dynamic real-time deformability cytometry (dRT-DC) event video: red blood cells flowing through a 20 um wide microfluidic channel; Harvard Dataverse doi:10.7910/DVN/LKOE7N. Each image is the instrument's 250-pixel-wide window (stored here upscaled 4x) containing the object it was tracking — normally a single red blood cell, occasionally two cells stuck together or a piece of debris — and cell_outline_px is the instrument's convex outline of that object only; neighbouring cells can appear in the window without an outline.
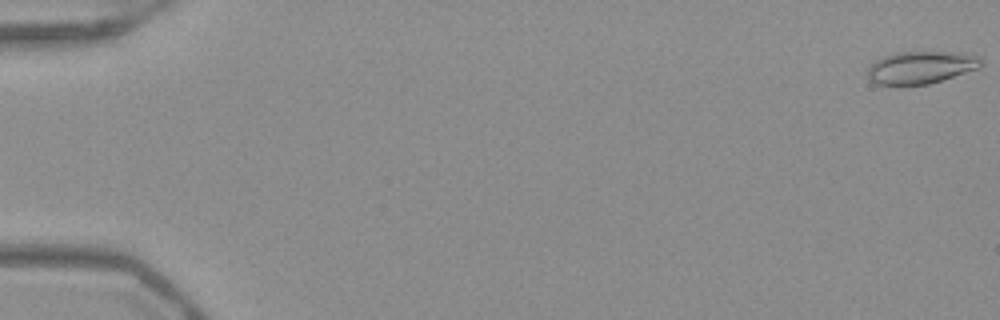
{"species": "Egyptian fruit bat (a non-hibernating species)", "species_latin": "Rousettus aegyptiacus", "temperature_condition": "warm", "stored_images_in_passage": 53, "camera_frame_rate_fps": 3000, "um_per_image_px": 0.085, "frame": {"image": 1, "passage_image": 1, "time_ms": 0.0, "image_size_px": [1000, 320], "cell_outline_px": [[984, 64], [980, 68], [928, 84], [876, 84], [868, 80], [868, 68], [880, 56], [892, 52], [968, 52], [980, 56], [984, 60]], "centroid_in_image_um": [78.33, 5.7], "position_along_channel_um": 6.7, "area_um2": 21.79}}
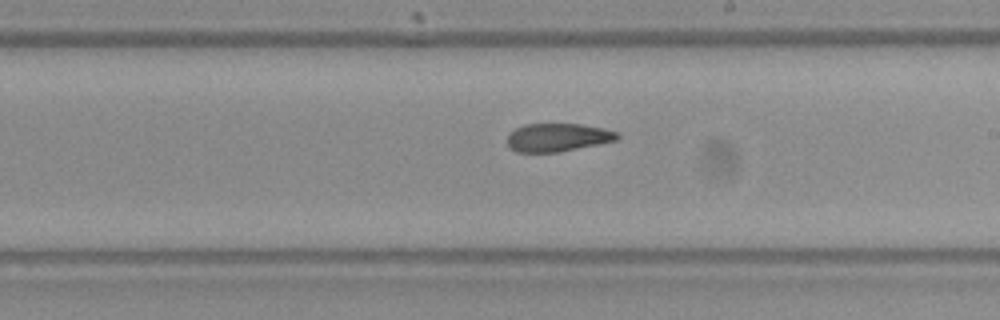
{"frame": {"image": 2, "passage_image": 32, "time_ms": 10.333, "image_size_px": [1000, 320], "cell_outline_px": [[620, 136], [616, 140], [560, 152], [516, 152], [508, 144], [508, 136], [516, 128], [524, 124], [580, 124], [604, 128], [620, 132]], "centroid_in_image_um": [47.44, 11.67], "position_along_channel_um": 241.6, "area_um2": 17.98}}
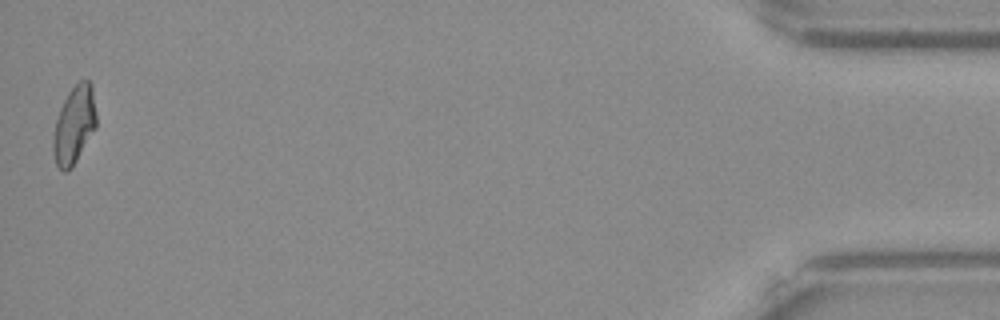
{"frame": {"image": 3, "passage_image": 53, "time_ms": 17.333, "image_size_px": [1000, 320], "cell_outline_px": [[96, 128], [72, 168], [68, 172], [64, 172], [56, 164], [52, 148], [52, 140], [56, 120], [60, 108], [68, 92], [80, 80], [88, 80], [92, 84], [96, 112]], "centroid_in_image_um": [6.31, 10.63], "position_along_channel_um": 428.9, "area_um2": 19.65}, "authors_computed_cell_mechanics": {"area_um2": 19.5942, "velocity_mm_per_s": 3.9257, "shape_relaxation_time_tau1_ms": null, "shape_relaxation_time_tau2_ms": 1.953, "deformation_change_tau1": null, "deformation_change_tau2": 0.0946}}